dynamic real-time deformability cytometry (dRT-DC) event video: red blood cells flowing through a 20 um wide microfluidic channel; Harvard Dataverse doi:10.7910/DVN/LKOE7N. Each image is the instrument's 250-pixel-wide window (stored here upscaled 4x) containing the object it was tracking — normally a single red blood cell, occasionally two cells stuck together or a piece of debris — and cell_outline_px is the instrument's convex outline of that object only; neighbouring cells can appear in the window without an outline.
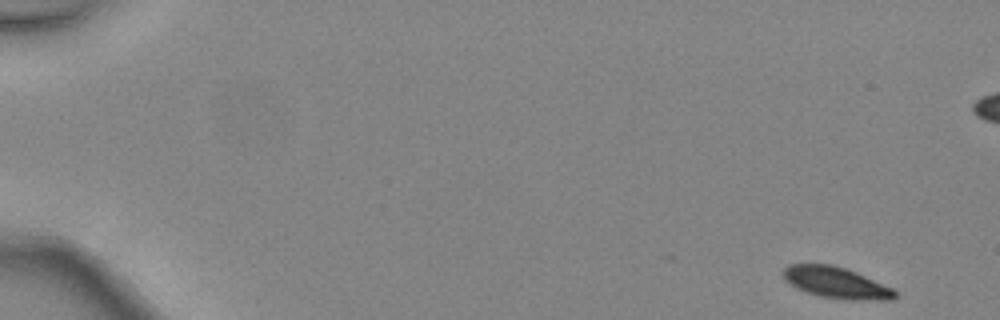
{"species": "common noctule bat (a hibernating species)", "species_latin": "Nyctalus noctula", "temperature_condition": "warm", "stored_images_in_passage": 2, "segment_of_instrument_passage": [2, 2], "camera_frame_rate_fps": 3000, "um_per_image_px": 0.085, "animal": {"sex": "female", "body_mass_g": 24.6, "forearm_length_mm": 56.2}, "frame": {"image": 1, "passage_image": 2, "time_ms": 0.333, "image_size_px": [1000, 320], "cell_outline_px": [[896, 296], [892, 300], [848, 300], [820, 296], [796, 288], [784, 280], [780, 272], [788, 264], [832, 264], [856, 272], [892, 288], [896, 292]], "centroid_in_image_um": [71.03, 24.02], "position_along_channel_um": 14.0, "area_um2": 20.4}}